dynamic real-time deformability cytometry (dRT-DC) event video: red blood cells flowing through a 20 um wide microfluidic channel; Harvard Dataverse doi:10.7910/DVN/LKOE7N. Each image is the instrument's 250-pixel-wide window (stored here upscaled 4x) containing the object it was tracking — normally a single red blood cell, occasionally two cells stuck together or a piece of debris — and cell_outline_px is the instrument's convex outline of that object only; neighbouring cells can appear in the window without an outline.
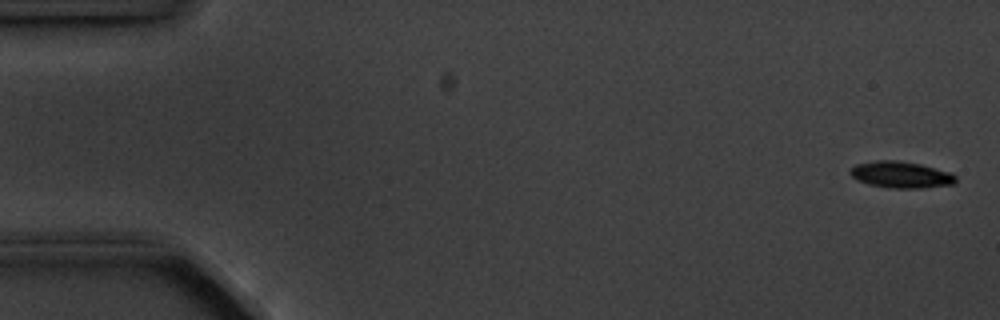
{"species": "common noctule bat (a hibernating species)", "species_latin": "Nyctalus noctula", "temperature_condition": "cold", "stored_images_in_passage": 5, "camera_frame_rate_fps": 3000, "um_per_image_px": 0.085, "animal": {"sex": "male", "body_mass_g": 20.1, "forearm_length_mm": 53.5}, "frame": {"image": 1, "passage_image": 1, "time_ms": 0.0, "image_size_px": [1000, 320], "cell_outline_px": [[956, 180], [952, 184], [920, 188], [888, 188], [868, 184], [856, 180], [848, 172], [856, 164], [876, 160], [896, 160], [920, 164], [948, 172], [956, 176]], "centroid_in_image_um": [76.52, 14.85], "position_along_channel_um": 8.5, "area_um2": 16.18}}
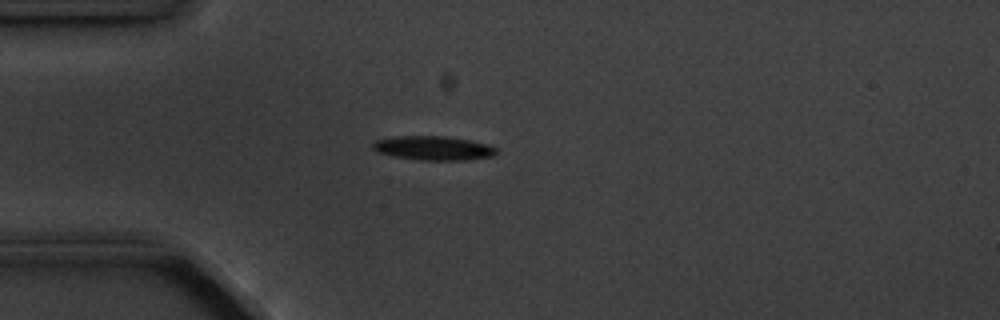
{"frame": {"image": 2, "passage_image": 5, "time_ms": 4.333, "image_size_px": [1000, 320], "cell_outline_px": [[496, 152], [492, 156], [464, 160], [420, 160], [392, 156], [376, 152], [372, 148], [372, 144], [376, 140], [396, 136], [444, 136], [468, 140], [488, 144], [496, 148]], "centroid_in_image_um": [36.79, 12.59], "position_along_channel_um": 48.2, "area_um2": 17.28}}